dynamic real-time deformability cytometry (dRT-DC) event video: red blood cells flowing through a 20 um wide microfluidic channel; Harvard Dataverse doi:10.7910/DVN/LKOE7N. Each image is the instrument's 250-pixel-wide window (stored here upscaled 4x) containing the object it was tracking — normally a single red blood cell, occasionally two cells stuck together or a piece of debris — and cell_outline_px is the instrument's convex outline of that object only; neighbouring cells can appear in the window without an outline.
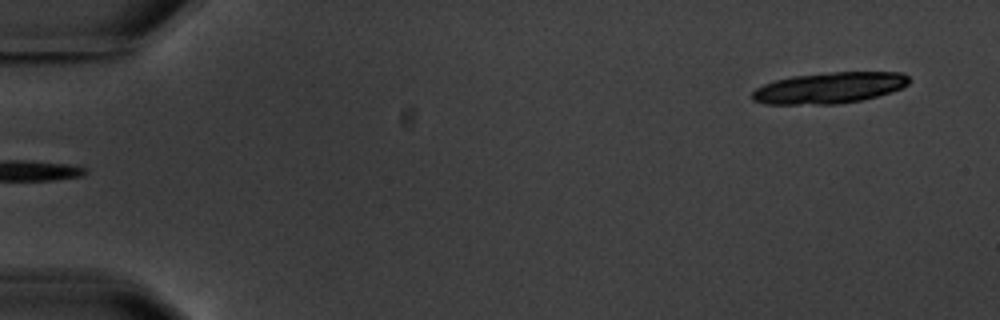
{"species": "common noctule bat (a hibernating species)", "species_latin": "Nyctalus noctula", "temperature_condition": "warm", "stored_images_in_passage": 4, "segment_of_instrument_passage": [2, 2], "camera_frame_rate_fps": 3000, "um_per_image_px": 0.085, "animal": {"sex": "male", "body_mass_g": 20.1, "forearm_length_mm": 53.5}, "frame": {"image": 1, "passage_image": 4, "time_ms": 4.333, "image_size_px": [1000, 320], "cell_outline_px": [[908, 84], [900, 88], [876, 96], [860, 100], [836, 104], [764, 104], [752, 100], [752, 92], [756, 88], [772, 80], [792, 76], [832, 72], [900, 72], [908, 76]], "centroid_in_image_um": [70.42, 7.46], "position_along_channel_um": 14.6, "area_um2": 28.26}}